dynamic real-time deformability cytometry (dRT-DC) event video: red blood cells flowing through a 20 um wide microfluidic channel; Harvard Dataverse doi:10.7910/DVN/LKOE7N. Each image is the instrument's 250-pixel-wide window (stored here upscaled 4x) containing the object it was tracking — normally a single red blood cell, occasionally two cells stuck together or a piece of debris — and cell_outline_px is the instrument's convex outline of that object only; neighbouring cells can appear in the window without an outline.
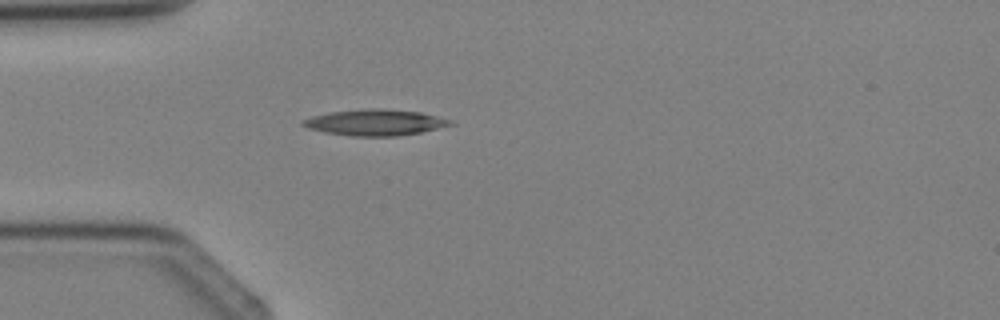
{"species": "Egyptian fruit bat (a non-hibernating species)", "species_latin": "Rousettus aegyptiacus", "temperature_condition": "cold", "stored_images_in_passage": 4, "camera_frame_rate_fps": 3000, "um_per_image_px": 0.085, "animal": {"sex": "female"}, "frame": {"image": 1, "passage_image": 4, "time_ms": 3.667, "image_size_px": [1000, 320], "cell_outline_px": [[456, 124], [420, 132], [396, 136], [352, 136], [324, 132], [308, 128], [300, 124], [300, 120], [312, 116], [328, 112], [368, 108], [380, 108], [420, 112], [452, 120]], "centroid_in_image_um": [31.85, 10.4], "position_along_channel_um": 53.1, "area_um2": 22.48}}